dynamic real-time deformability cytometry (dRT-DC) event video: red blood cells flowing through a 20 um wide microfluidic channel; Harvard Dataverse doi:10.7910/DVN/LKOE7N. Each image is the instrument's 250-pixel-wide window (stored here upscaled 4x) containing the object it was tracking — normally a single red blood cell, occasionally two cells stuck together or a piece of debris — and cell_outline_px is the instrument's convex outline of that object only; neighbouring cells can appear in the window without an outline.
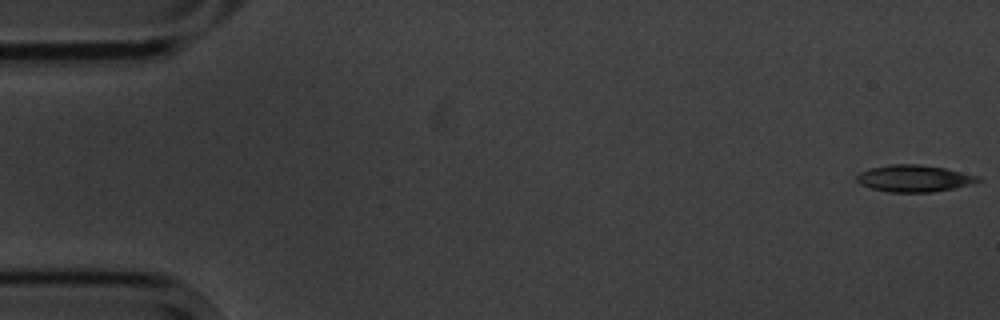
{"species": "common noctule bat (a hibernating species)", "species_latin": "Nyctalus noctula", "temperature_condition": "cold", "stored_images_in_passage": 6, "camera_frame_rate_fps": 3000, "um_per_image_px": 0.085, "animal": {"sex": "male", "body_mass_g": 20.1, "forearm_length_mm": 53.5}, "frame": {"image": 1, "passage_image": 1, "time_ms": 0.0, "image_size_px": [1000, 320], "cell_outline_px": [[984, 180], [972, 184], [932, 192], [888, 192], [872, 188], [860, 184], [856, 180], [856, 176], [860, 172], [872, 168], [892, 164], [916, 164], [944, 168], [976, 176]], "centroid_in_image_um": [77.68, 15.17], "position_along_channel_um": 7.3, "area_um2": 18.67}}